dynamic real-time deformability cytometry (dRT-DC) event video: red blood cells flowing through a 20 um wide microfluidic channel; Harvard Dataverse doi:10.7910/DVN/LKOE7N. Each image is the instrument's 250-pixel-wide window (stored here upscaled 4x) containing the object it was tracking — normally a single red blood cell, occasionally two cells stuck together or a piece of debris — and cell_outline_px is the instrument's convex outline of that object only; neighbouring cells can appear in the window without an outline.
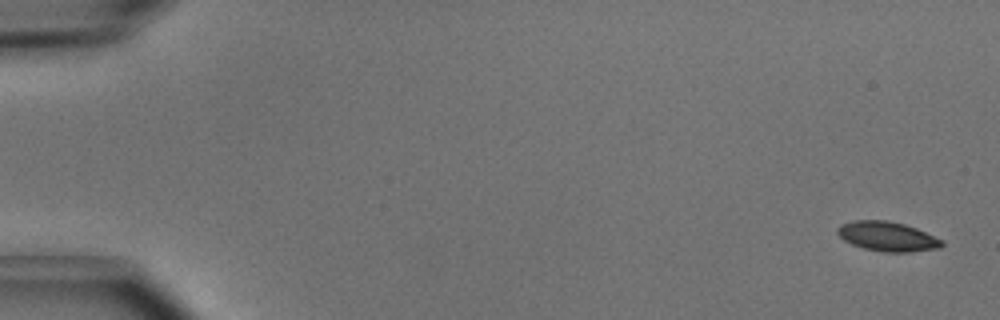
{"species": "common noctule bat (a hibernating species)", "species_latin": "Nyctalus noctula", "temperature_condition": "cold", "stored_images_in_passage": 5, "camera_frame_rate_fps": 3000, "um_per_image_px": 0.085, "animal": {"sex": "male", "body_mass_g": 15.6}, "frame": {"image": 1, "passage_image": 1, "time_ms": 0.0, "image_size_px": [1000, 320], "cell_outline_px": [[944, 244], [940, 248], [912, 252], [880, 252], [864, 248], [852, 244], [844, 240], [836, 232], [836, 228], [840, 224], [852, 220], [888, 220], [904, 224], [916, 228], [944, 240]], "centroid_in_image_um": [75.43, 20.09], "position_along_channel_um": 9.6, "area_um2": 18.21}}
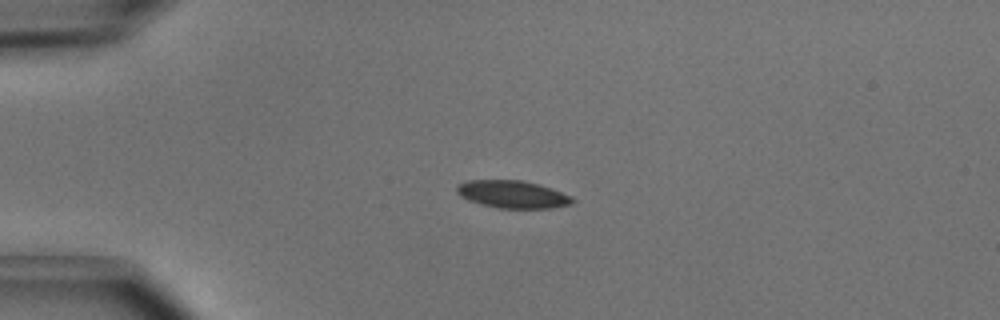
{"frame": {"image": 2, "passage_image": 4, "time_ms": 1.0, "image_size_px": [1000, 320], "cell_outline_px": [[576, 200], [572, 204], [552, 208], [496, 208], [468, 200], [460, 196], [456, 192], [456, 184], [464, 180], [520, 180], [540, 184], [552, 188], [572, 196]], "centroid_in_image_um": [43.56, 16.51], "position_along_channel_um": 41.4, "area_um2": 18.84}}